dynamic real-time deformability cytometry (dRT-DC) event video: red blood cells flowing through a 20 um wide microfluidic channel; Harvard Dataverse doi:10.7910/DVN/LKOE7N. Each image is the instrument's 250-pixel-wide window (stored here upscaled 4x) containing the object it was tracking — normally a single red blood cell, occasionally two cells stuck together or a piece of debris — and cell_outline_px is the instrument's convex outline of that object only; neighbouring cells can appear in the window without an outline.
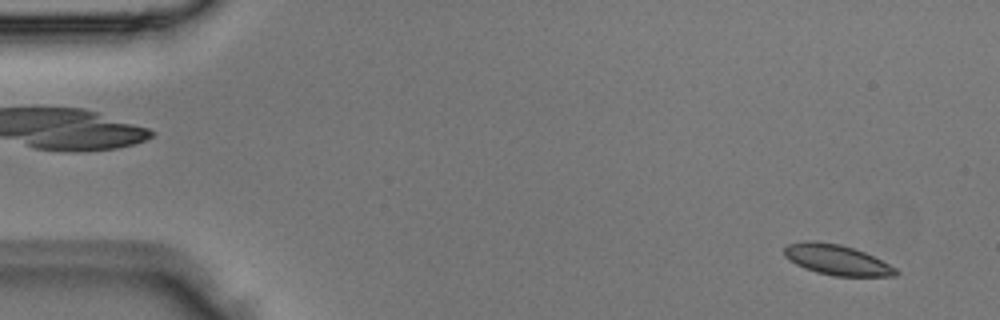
{"species": "Egyptian fruit bat (a non-hibernating species)", "species_latin": "Rousettus aegyptiacus", "temperature_condition": "room temperature", "stored_images_in_passage": 2, "camera_frame_rate_fps": 3000, "um_per_image_px": 0.085, "animal": {"sex": "male"}, "frame": {"image": 1, "passage_image": 2, "time_ms": 0.333, "image_size_px": [1000, 320], "cell_outline_px": [[900, 272], [896, 276], [832, 276], [816, 272], [804, 268], [788, 260], [784, 256], [784, 248], [788, 244], [804, 240], [812, 240], [840, 244], [864, 252], [896, 268]], "centroid_in_image_um": [71.09, 22.08], "position_along_channel_um": 13.9, "area_um2": 19.77}}